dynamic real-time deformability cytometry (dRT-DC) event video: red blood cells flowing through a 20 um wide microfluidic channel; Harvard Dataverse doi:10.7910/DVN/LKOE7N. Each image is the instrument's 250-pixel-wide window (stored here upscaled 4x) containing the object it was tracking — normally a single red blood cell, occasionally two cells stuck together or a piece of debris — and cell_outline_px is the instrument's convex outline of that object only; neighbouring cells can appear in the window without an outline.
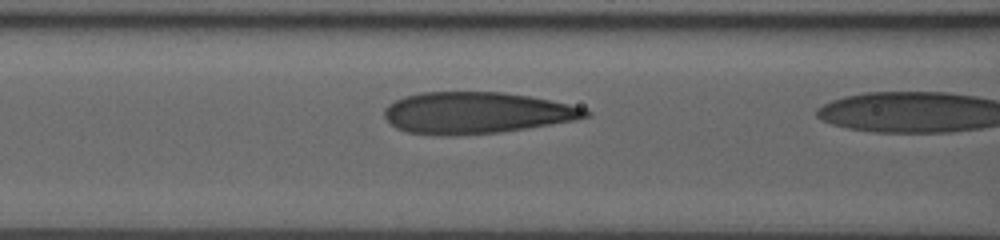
{"species": "human", "species_latin": "Homo sapiens", "temperature_condition": "room temperature", "stored_images_in_passage": 14, "camera_frame_rate_fps": 3000, "um_per_image_px": 0.085, "donor": {"sex": "male"}, "frame": {"image": 1, "passage_image": 13, "time_ms": 4.0, "image_size_px": [1000, 240], "cell_outline_px": [[592, 112], [588, 116], [576, 120], [500, 132], [456, 136], [440, 136], [408, 132], [396, 128], [384, 116], [384, 108], [388, 104], [404, 96], [420, 92], [504, 92], [528, 96], [568, 104], [584, 108]], "centroid_in_image_um": [40.45, 9.59], "position_along_channel_um": 126.1, "area_um2": 48.73}}